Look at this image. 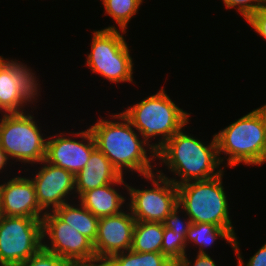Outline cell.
Here are the masks:
<instances>
[{"label":"cell","instance_id":"cell-8","mask_svg":"<svg viewBox=\"0 0 266 266\" xmlns=\"http://www.w3.org/2000/svg\"><path fill=\"white\" fill-rule=\"evenodd\" d=\"M42 241V220L2 215L0 266H19L43 247Z\"/></svg>","mask_w":266,"mask_h":266},{"label":"cell","instance_id":"cell-11","mask_svg":"<svg viewBox=\"0 0 266 266\" xmlns=\"http://www.w3.org/2000/svg\"><path fill=\"white\" fill-rule=\"evenodd\" d=\"M17 61L0 58V111L3 114L21 113L27 103L33 104L39 96L41 84L38 85L35 73Z\"/></svg>","mask_w":266,"mask_h":266},{"label":"cell","instance_id":"cell-32","mask_svg":"<svg viewBox=\"0 0 266 266\" xmlns=\"http://www.w3.org/2000/svg\"><path fill=\"white\" fill-rule=\"evenodd\" d=\"M2 217V214H1V204H0V218Z\"/></svg>","mask_w":266,"mask_h":266},{"label":"cell","instance_id":"cell-17","mask_svg":"<svg viewBox=\"0 0 266 266\" xmlns=\"http://www.w3.org/2000/svg\"><path fill=\"white\" fill-rule=\"evenodd\" d=\"M123 177L114 183L84 192L78 197L80 199L78 201L98 218L121 213L127 198L122 196L114 187L118 184L120 186L124 184L125 189H127L128 184L124 182Z\"/></svg>","mask_w":266,"mask_h":266},{"label":"cell","instance_id":"cell-13","mask_svg":"<svg viewBox=\"0 0 266 266\" xmlns=\"http://www.w3.org/2000/svg\"><path fill=\"white\" fill-rule=\"evenodd\" d=\"M40 163L43 166L30 179L35 187L37 202L40 208L47 213L48 210L49 212L54 211L68 203V196L75 191V175L50 164L45 159ZM51 206L52 208H50Z\"/></svg>","mask_w":266,"mask_h":266},{"label":"cell","instance_id":"cell-26","mask_svg":"<svg viewBox=\"0 0 266 266\" xmlns=\"http://www.w3.org/2000/svg\"><path fill=\"white\" fill-rule=\"evenodd\" d=\"M179 212L181 213V210L177 205L162 223L164 227L171 229L176 234H181L186 239L187 232L190 230L192 221L189 217L186 218L187 220L185 217H182V219L184 218L183 221L180 216H178Z\"/></svg>","mask_w":266,"mask_h":266},{"label":"cell","instance_id":"cell-10","mask_svg":"<svg viewBox=\"0 0 266 266\" xmlns=\"http://www.w3.org/2000/svg\"><path fill=\"white\" fill-rule=\"evenodd\" d=\"M144 178L152 181L153 188L136 189L128 185L130 202L127 206L136 221L163 222L178 205L177 186L157 172Z\"/></svg>","mask_w":266,"mask_h":266},{"label":"cell","instance_id":"cell-23","mask_svg":"<svg viewBox=\"0 0 266 266\" xmlns=\"http://www.w3.org/2000/svg\"><path fill=\"white\" fill-rule=\"evenodd\" d=\"M186 239L181 234L174 233L171 229L164 227L161 252L173 263H176L186 254Z\"/></svg>","mask_w":266,"mask_h":266},{"label":"cell","instance_id":"cell-19","mask_svg":"<svg viewBox=\"0 0 266 266\" xmlns=\"http://www.w3.org/2000/svg\"><path fill=\"white\" fill-rule=\"evenodd\" d=\"M163 234L162 222L136 221L131 250L134 252H161Z\"/></svg>","mask_w":266,"mask_h":266},{"label":"cell","instance_id":"cell-24","mask_svg":"<svg viewBox=\"0 0 266 266\" xmlns=\"http://www.w3.org/2000/svg\"><path fill=\"white\" fill-rule=\"evenodd\" d=\"M19 266H72L66 259L45 250L43 247Z\"/></svg>","mask_w":266,"mask_h":266},{"label":"cell","instance_id":"cell-25","mask_svg":"<svg viewBox=\"0 0 266 266\" xmlns=\"http://www.w3.org/2000/svg\"><path fill=\"white\" fill-rule=\"evenodd\" d=\"M226 9L235 8L247 20L259 8L266 6V0H222Z\"/></svg>","mask_w":266,"mask_h":266},{"label":"cell","instance_id":"cell-22","mask_svg":"<svg viewBox=\"0 0 266 266\" xmlns=\"http://www.w3.org/2000/svg\"><path fill=\"white\" fill-rule=\"evenodd\" d=\"M106 15L114 19L120 30L126 31L129 21L137 14L143 0H101Z\"/></svg>","mask_w":266,"mask_h":266},{"label":"cell","instance_id":"cell-9","mask_svg":"<svg viewBox=\"0 0 266 266\" xmlns=\"http://www.w3.org/2000/svg\"><path fill=\"white\" fill-rule=\"evenodd\" d=\"M42 236L50 241L45 243L43 240V248L66 259L72 266H97L93 242L63 222L53 211L43 216Z\"/></svg>","mask_w":266,"mask_h":266},{"label":"cell","instance_id":"cell-27","mask_svg":"<svg viewBox=\"0 0 266 266\" xmlns=\"http://www.w3.org/2000/svg\"><path fill=\"white\" fill-rule=\"evenodd\" d=\"M239 245L236 237L232 250L237 255V266H266V242L252 257H250L247 263H244L245 261L241 255Z\"/></svg>","mask_w":266,"mask_h":266},{"label":"cell","instance_id":"cell-3","mask_svg":"<svg viewBox=\"0 0 266 266\" xmlns=\"http://www.w3.org/2000/svg\"><path fill=\"white\" fill-rule=\"evenodd\" d=\"M122 113L155 153L189 123L190 115L170 99L164 87L156 94L128 107ZM158 136L160 137L158 143L150 144L152 141L149 139L155 140Z\"/></svg>","mask_w":266,"mask_h":266},{"label":"cell","instance_id":"cell-15","mask_svg":"<svg viewBox=\"0 0 266 266\" xmlns=\"http://www.w3.org/2000/svg\"><path fill=\"white\" fill-rule=\"evenodd\" d=\"M0 184V204L3 216H24L43 219L46 214L39 206L35 187L28 177L15 176Z\"/></svg>","mask_w":266,"mask_h":266},{"label":"cell","instance_id":"cell-1","mask_svg":"<svg viewBox=\"0 0 266 266\" xmlns=\"http://www.w3.org/2000/svg\"><path fill=\"white\" fill-rule=\"evenodd\" d=\"M110 117L113 120H105L100 116V119L89 127L94 136L96 147L110 160L122 176L123 170L125 172L128 170L129 172L130 170L138 172V176L143 177L155 173L153 171L157 169L151 162L155 161L156 153L142 137L139 138L140 133H136V129L123 113H114ZM146 147L149 148V156Z\"/></svg>","mask_w":266,"mask_h":266},{"label":"cell","instance_id":"cell-14","mask_svg":"<svg viewBox=\"0 0 266 266\" xmlns=\"http://www.w3.org/2000/svg\"><path fill=\"white\" fill-rule=\"evenodd\" d=\"M129 211L99 218L97 237L93 243L97 266L112 255L131 249L136 220Z\"/></svg>","mask_w":266,"mask_h":266},{"label":"cell","instance_id":"cell-21","mask_svg":"<svg viewBox=\"0 0 266 266\" xmlns=\"http://www.w3.org/2000/svg\"><path fill=\"white\" fill-rule=\"evenodd\" d=\"M100 266H175L162 252H134L131 249L107 258Z\"/></svg>","mask_w":266,"mask_h":266},{"label":"cell","instance_id":"cell-2","mask_svg":"<svg viewBox=\"0 0 266 266\" xmlns=\"http://www.w3.org/2000/svg\"><path fill=\"white\" fill-rule=\"evenodd\" d=\"M183 128L185 126L156 153V158L160 160L159 163L161 165L163 163L173 175L175 174L174 176L181 179L168 178L158 169L157 173L169 179L176 186L190 181L208 180L220 175L224 171V166L218 169L221 163L215 134L209 145H206L193 135L183 132Z\"/></svg>","mask_w":266,"mask_h":266},{"label":"cell","instance_id":"cell-28","mask_svg":"<svg viewBox=\"0 0 266 266\" xmlns=\"http://www.w3.org/2000/svg\"><path fill=\"white\" fill-rule=\"evenodd\" d=\"M246 21L255 32L266 40V6L259 8Z\"/></svg>","mask_w":266,"mask_h":266},{"label":"cell","instance_id":"cell-29","mask_svg":"<svg viewBox=\"0 0 266 266\" xmlns=\"http://www.w3.org/2000/svg\"><path fill=\"white\" fill-rule=\"evenodd\" d=\"M175 266H217V264H215V260H213L209 254L197 253V256L193 262L189 260L186 253L181 259H179L175 263Z\"/></svg>","mask_w":266,"mask_h":266},{"label":"cell","instance_id":"cell-5","mask_svg":"<svg viewBox=\"0 0 266 266\" xmlns=\"http://www.w3.org/2000/svg\"><path fill=\"white\" fill-rule=\"evenodd\" d=\"M218 157L223 164L221 154L228 155L225 163L236 167L240 163L263 165L266 163V133L262 120L255 110L232 122L215 134Z\"/></svg>","mask_w":266,"mask_h":266},{"label":"cell","instance_id":"cell-16","mask_svg":"<svg viewBox=\"0 0 266 266\" xmlns=\"http://www.w3.org/2000/svg\"><path fill=\"white\" fill-rule=\"evenodd\" d=\"M122 175L110 160L96 148L86 166L75 175V193L80 197L84 192L114 183Z\"/></svg>","mask_w":266,"mask_h":266},{"label":"cell","instance_id":"cell-7","mask_svg":"<svg viewBox=\"0 0 266 266\" xmlns=\"http://www.w3.org/2000/svg\"><path fill=\"white\" fill-rule=\"evenodd\" d=\"M27 114V115H26ZM30 113H4L0 118V146L9 160L35 164L46 157L47 138Z\"/></svg>","mask_w":266,"mask_h":266},{"label":"cell","instance_id":"cell-12","mask_svg":"<svg viewBox=\"0 0 266 266\" xmlns=\"http://www.w3.org/2000/svg\"><path fill=\"white\" fill-rule=\"evenodd\" d=\"M73 136L67 137L60 132L59 136L47 137L45 160L52 165L61 167L74 175L81 171L90 159L91 153L97 148L94 136L88 128L81 132H71ZM57 136V137H56ZM85 142V143H84ZM87 142V143H86Z\"/></svg>","mask_w":266,"mask_h":266},{"label":"cell","instance_id":"cell-6","mask_svg":"<svg viewBox=\"0 0 266 266\" xmlns=\"http://www.w3.org/2000/svg\"><path fill=\"white\" fill-rule=\"evenodd\" d=\"M121 31V33H120ZM116 26L94 30L86 65L93 73L100 74L110 82L133 83V58L123 34Z\"/></svg>","mask_w":266,"mask_h":266},{"label":"cell","instance_id":"cell-18","mask_svg":"<svg viewBox=\"0 0 266 266\" xmlns=\"http://www.w3.org/2000/svg\"><path fill=\"white\" fill-rule=\"evenodd\" d=\"M63 222L89 238L93 243L97 237L98 221L91 211L81 203L78 205L65 203L53 211Z\"/></svg>","mask_w":266,"mask_h":266},{"label":"cell","instance_id":"cell-30","mask_svg":"<svg viewBox=\"0 0 266 266\" xmlns=\"http://www.w3.org/2000/svg\"><path fill=\"white\" fill-rule=\"evenodd\" d=\"M254 110L260 116L262 123H263V126H264V129H265V133H266V104H264L263 106H261L257 109H254Z\"/></svg>","mask_w":266,"mask_h":266},{"label":"cell","instance_id":"cell-4","mask_svg":"<svg viewBox=\"0 0 266 266\" xmlns=\"http://www.w3.org/2000/svg\"><path fill=\"white\" fill-rule=\"evenodd\" d=\"M223 175L224 171L215 178L178 185V206L192 223H210L226 228L236 238L222 183Z\"/></svg>","mask_w":266,"mask_h":266},{"label":"cell","instance_id":"cell-31","mask_svg":"<svg viewBox=\"0 0 266 266\" xmlns=\"http://www.w3.org/2000/svg\"><path fill=\"white\" fill-rule=\"evenodd\" d=\"M9 158L7 156V154L5 153V151L1 148L0 146V172H2L1 170L4 169V166H6L8 164Z\"/></svg>","mask_w":266,"mask_h":266},{"label":"cell","instance_id":"cell-20","mask_svg":"<svg viewBox=\"0 0 266 266\" xmlns=\"http://www.w3.org/2000/svg\"><path fill=\"white\" fill-rule=\"evenodd\" d=\"M226 240L233 249L235 237L226 229L220 226H216L210 223H192L190 230L186 236L187 243H193L195 246H199L198 254H208L204 251L207 246L214 245V242L218 239Z\"/></svg>","mask_w":266,"mask_h":266}]
</instances>
